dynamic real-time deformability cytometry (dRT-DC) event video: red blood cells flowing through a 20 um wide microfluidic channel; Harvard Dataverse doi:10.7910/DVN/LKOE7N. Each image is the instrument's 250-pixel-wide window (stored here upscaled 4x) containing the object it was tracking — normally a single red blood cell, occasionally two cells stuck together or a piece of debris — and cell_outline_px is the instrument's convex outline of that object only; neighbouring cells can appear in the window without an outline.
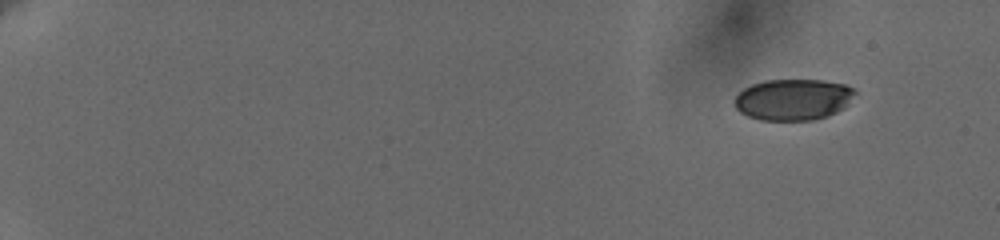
{"species": "human", "species_latin": "Homo sapiens", "temperature_condition": "cold", "stored_images_in_passage": 55, "camera_frame_rate_fps": 3000, "um_per_image_px": 0.085, "donor": {"sex": "female"}, "frame": {"image": 1, "passage_image": 1, "time_ms": 0.0, "image_size_px": [1000, 240], "cell_outline_px": [[856, 92], [844, 108], [828, 116], [816, 120], [760, 120], [748, 116], [740, 112], [736, 108], [736, 96], [744, 88], [752, 84], [764, 80], [824, 80], [844, 84], [856, 88]], "centroid_in_image_um": [67.45, 8.46], "position_along_channel_um": 17.6, "area_um2": 29.02}}
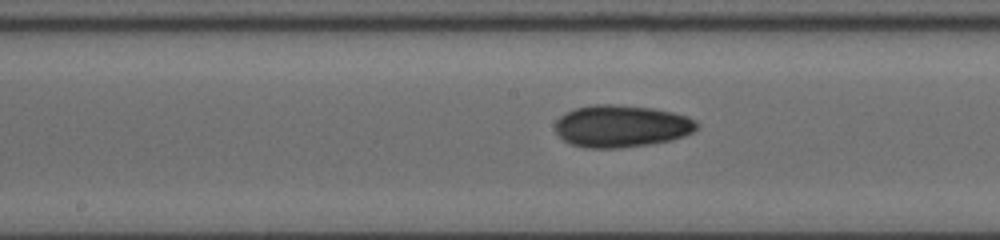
{"frame": {"image": 2, "passage_image": 30, "time_ms": 9.667, "image_size_px": [1000, 240], "cell_outline_px": [[700, 124], [692, 132], [684, 136], [672, 140], [648, 144], [620, 148], [584, 148], [568, 144], [556, 132], [556, 120], [560, 116], [576, 108], [592, 104], [612, 104], [652, 108], [672, 112], [688, 116], [696, 120]], "centroid_in_image_um": [52.82, 10.73], "position_along_channel_um": 195.4, "area_um2": 34.91}}
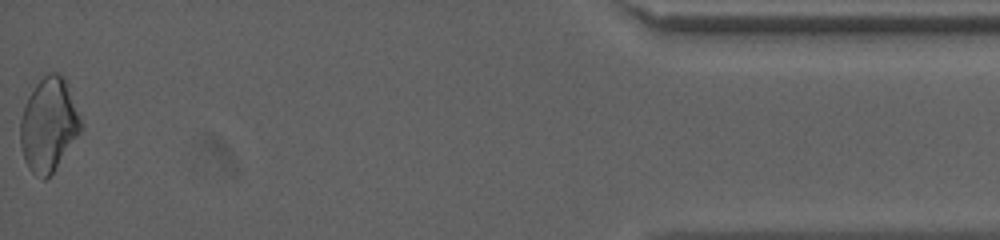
{"frame": {"image": 3, "passage_image": 55, "time_ms": 18.0, "image_size_px": [1000, 240], "cell_outline_px": [[80, 132], [52, 172], [44, 180], [32, 172], [28, 168], [24, 160], [20, 144], [20, 120], [28, 96], [36, 84], [48, 72], [56, 72], [64, 76], [68, 80], [80, 116]], "centroid_in_image_um": [4.13, 10.55], "position_along_channel_um": 431.1, "area_um2": 32.83}, "authors_computed_cell_mechanics": {"area_um2": 32.1368, "velocity_mm_per_s": 3.6496, "shape_relaxation_time_tau1_ms": 4.5171, "shape_relaxation_time_tau2_ms": 4.7472, "deformation_change_tau1": 0.1003, "deformation_change_tau2": 0.0974}}